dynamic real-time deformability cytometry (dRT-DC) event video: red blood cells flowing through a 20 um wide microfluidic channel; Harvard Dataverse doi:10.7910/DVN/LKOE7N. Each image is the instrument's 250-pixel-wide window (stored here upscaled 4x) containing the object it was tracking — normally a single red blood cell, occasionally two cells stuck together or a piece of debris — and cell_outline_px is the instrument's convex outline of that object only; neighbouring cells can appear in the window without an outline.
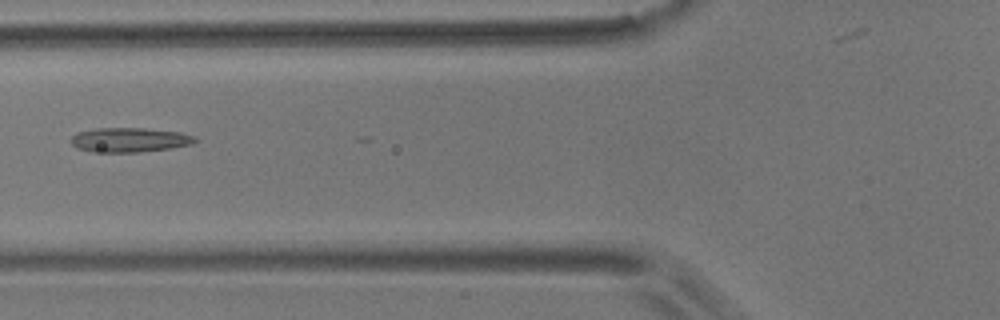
{"species": "common noctule bat (a hibernating species)", "species_latin": "Nyctalus noctula", "temperature_condition": "room temperature", "stored_images_in_passage": 6, "camera_frame_rate_fps": 3000, "um_per_image_px": 0.085, "animal": {"sex": "male", "body_mass_g": 17.9}, "frame": {"image": 1, "passage_image": 4, "time_ms": 1.0, "image_size_px": [1000, 320], "cell_outline_px": [[200, 140], [192, 144], [168, 148], [140, 152], [92, 152], [76, 148], [68, 140], [76, 132], [96, 128], [144, 128], [180, 132], [196, 136]], "centroid_in_image_um": [10.99, 11.88], "position_along_channel_um": 114.8, "area_um2": 17.92}}
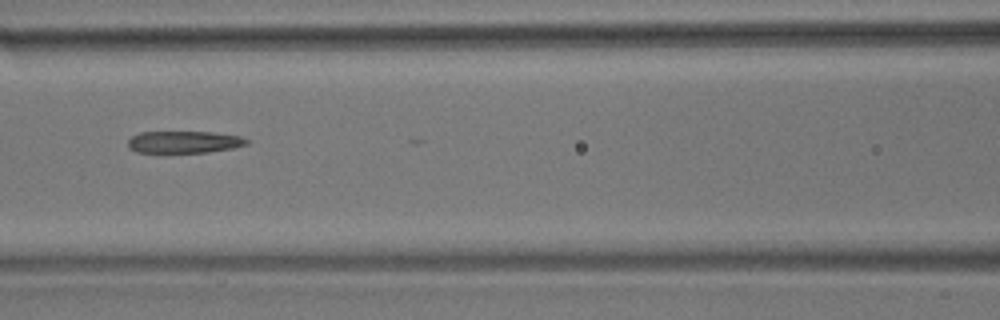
{"frame": {"image": 2, "passage_image": 5, "time_ms": 1.333, "image_size_px": [1000, 320], "cell_outline_px": [[248, 144], [232, 148], [208, 152], [136, 152], [128, 148], [128, 140], [132, 136], [140, 132], [212, 132], [240, 136], [248, 140]], "centroid_in_image_um": [15.63, 12.07], "position_along_channel_um": 151.0, "area_um2": 15.14}}